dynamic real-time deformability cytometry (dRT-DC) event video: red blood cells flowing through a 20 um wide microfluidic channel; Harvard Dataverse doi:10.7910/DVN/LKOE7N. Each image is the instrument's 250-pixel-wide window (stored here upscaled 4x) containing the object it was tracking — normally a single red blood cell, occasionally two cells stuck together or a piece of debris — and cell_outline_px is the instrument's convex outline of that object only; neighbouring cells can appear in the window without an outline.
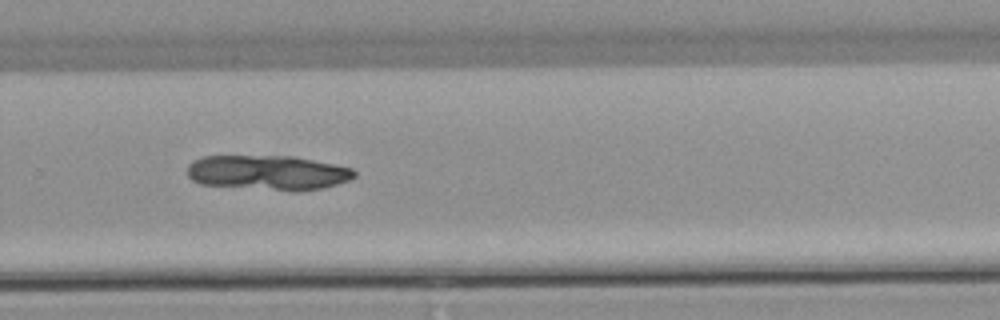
{"species": "common noctule bat (a hibernating species)", "species_latin": "Nyctalus noctula", "temperature_condition": "warm", "stored_images_in_passage": 53, "camera_frame_rate_fps": 3000, "um_per_image_px": 0.085, "animal": {"sex": "male", "body_mass_g": 21.5, "forearm_length_mm": 52.0}, "frame": {"image": 1, "passage_image": 36, "time_ms": 11.667, "image_size_px": [1000, 320], "cell_outline_px": [[356, 176], [348, 180], [324, 188], [296, 192], [200, 184], [192, 180], [188, 176], [188, 164], [192, 160], [204, 156], [292, 156], [336, 164], [352, 168], [356, 172]], "centroid_in_image_um": [22.78, 14.68], "position_along_channel_um": 307.0, "area_um2": 34.16}}
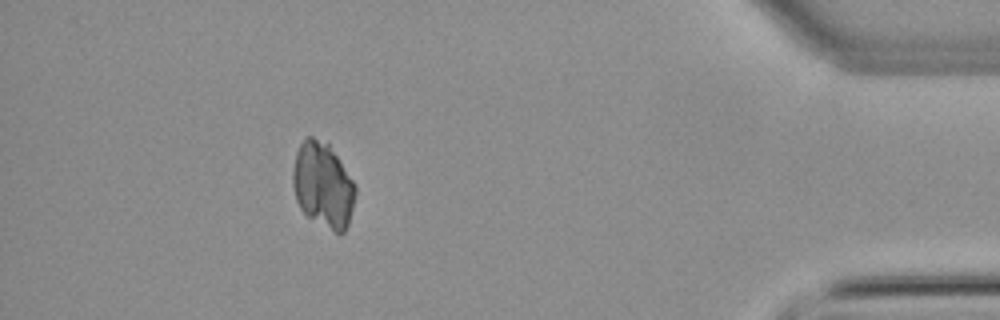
{"frame": {"image": 2, "passage_image": 48, "time_ms": 15.667, "image_size_px": [1000, 320], "cell_outline_px": [[356, 192], [348, 224], [344, 232], [340, 236], [308, 216], [300, 208], [296, 200], [292, 184], [292, 172], [296, 152], [300, 144], [308, 136], [312, 136], [328, 144], [352, 180], [356, 188]], "centroid_in_image_um": [27.43, 15.76], "position_along_channel_um": 407.8, "area_um2": 30.75}}